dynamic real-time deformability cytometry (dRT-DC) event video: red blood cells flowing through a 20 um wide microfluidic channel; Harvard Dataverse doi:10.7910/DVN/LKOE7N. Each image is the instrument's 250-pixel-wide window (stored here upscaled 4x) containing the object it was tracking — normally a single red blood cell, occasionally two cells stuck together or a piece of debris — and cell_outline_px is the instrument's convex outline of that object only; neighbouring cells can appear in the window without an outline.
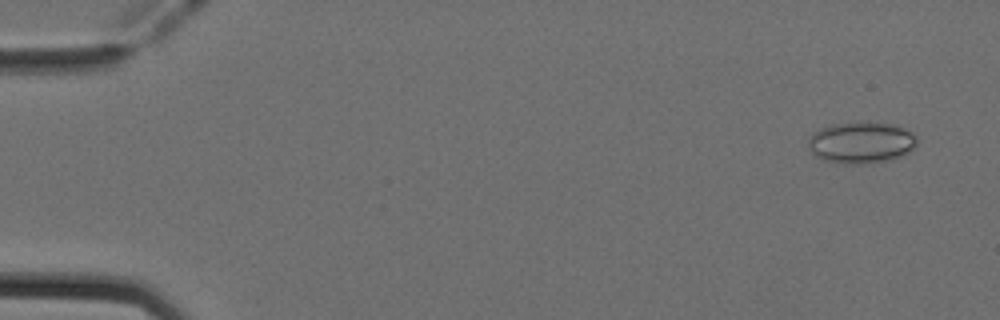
{"species": "Egyptian fruit bat (a non-hibernating species)", "species_latin": "Rousettus aegyptiacus", "temperature_condition": "cold", "stored_images_in_passage": 41, "camera_frame_rate_fps": 3000, "um_per_image_px": 0.085, "animal": {"sex": "female"}, "frame": {"image": 1, "passage_image": 3, "time_ms": 0.667, "image_size_px": [1000, 320], "cell_outline_px": [[916, 144], [908, 152], [900, 156], [884, 160], [860, 164], [848, 164], [824, 160], [816, 156], [808, 148], [808, 140], [820, 128], [832, 124], [860, 120], [892, 124], [904, 128], [912, 132], [916, 136]], "centroid_in_image_um": [73.19, 12.08], "position_along_channel_um": 11.8, "area_um2": 26.3}}
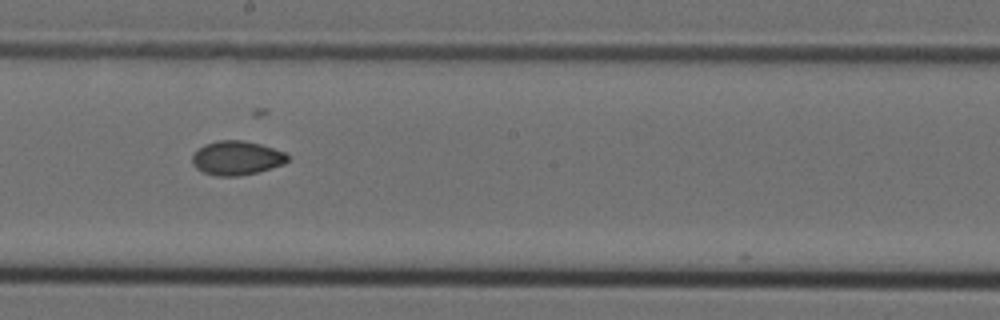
{"frame": {"image": 2, "passage_image": 29, "time_ms": 9.333, "image_size_px": [1000, 320], "cell_outline_px": [[288, 160], [284, 164], [256, 172], [240, 176], [216, 176], [204, 172], [196, 168], [192, 164], [192, 156], [204, 144], [216, 140], [244, 140], [260, 144], [284, 152], [288, 156]], "centroid_in_image_um": [20.1, 13.42], "position_along_channel_um": 228.1, "area_um2": 18.84}}
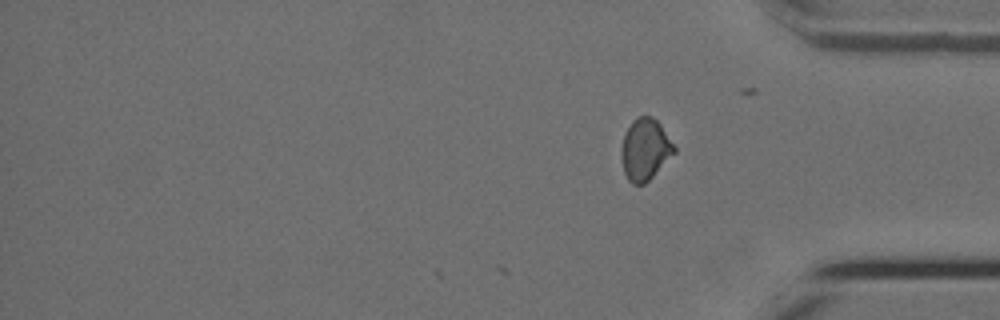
{"frame": {"image": 3, "passage_image": 41, "time_ms": 13.333, "image_size_px": [1000, 320], "cell_outline_px": [[676, 152], [644, 184], [632, 184], [628, 180], [624, 172], [620, 156], [620, 152], [624, 136], [632, 120], [636, 116], [652, 116], [660, 124], [676, 148]], "centroid_in_image_um": [54.82, 12.7], "position_along_channel_um": 380.4, "area_um2": 18.84}, "authors_computed_cell_mechanics": {"area_um2": 19.4786, "velocity_mm_per_s": 3.9706, "shape_relaxation_time_tau1_ms": null, "shape_relaxation_time_tau2_ms": 2.4397, "deformation_change_tau1": null, "deformation_change_tau2": 0.0453}}